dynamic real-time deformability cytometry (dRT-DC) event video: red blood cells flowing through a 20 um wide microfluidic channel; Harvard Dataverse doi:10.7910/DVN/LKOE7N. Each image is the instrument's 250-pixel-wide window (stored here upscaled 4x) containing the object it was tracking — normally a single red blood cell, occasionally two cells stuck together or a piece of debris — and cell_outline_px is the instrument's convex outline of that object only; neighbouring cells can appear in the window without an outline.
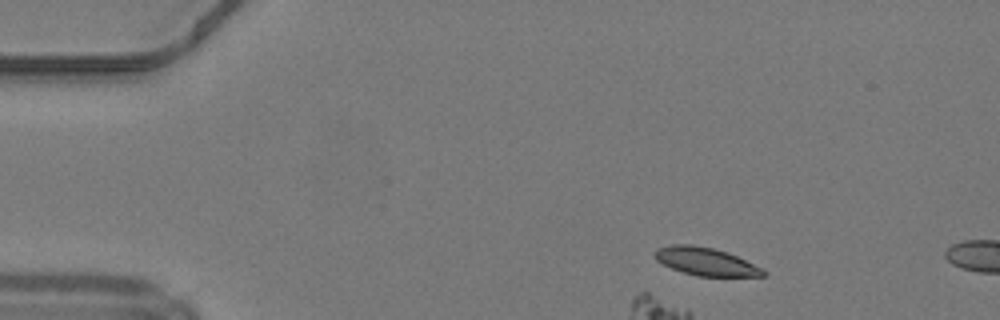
{"species": "common noctule bat (a hibernating species)", "species_latin": "Nyctalus noctula", "temperature_condition": "warm", "stored_images_in_passage": 6, "camera_frame_rate_fps": 3000, "um_per_image_px": 0.085, "animal": {"sex": "male", "body_mass_g": 19.2, "forearm_length_mm": 51.8}, "frame": {"image": 1, "passage_image": 1, "time_ms": 0.0, "image_size_px": [1000, 320], "cell_outline_px": [[768, 272], [764, 276], [696, 276], [672, 268], [656, 260], [652, 256], [656, 248], [672, 244], [692, 244], [712, 248], [728, 252]], "centroid_in_image_um": [59.93, 22.21], "position_along_channel_um": 25.1, "area_um2": 17.51}}